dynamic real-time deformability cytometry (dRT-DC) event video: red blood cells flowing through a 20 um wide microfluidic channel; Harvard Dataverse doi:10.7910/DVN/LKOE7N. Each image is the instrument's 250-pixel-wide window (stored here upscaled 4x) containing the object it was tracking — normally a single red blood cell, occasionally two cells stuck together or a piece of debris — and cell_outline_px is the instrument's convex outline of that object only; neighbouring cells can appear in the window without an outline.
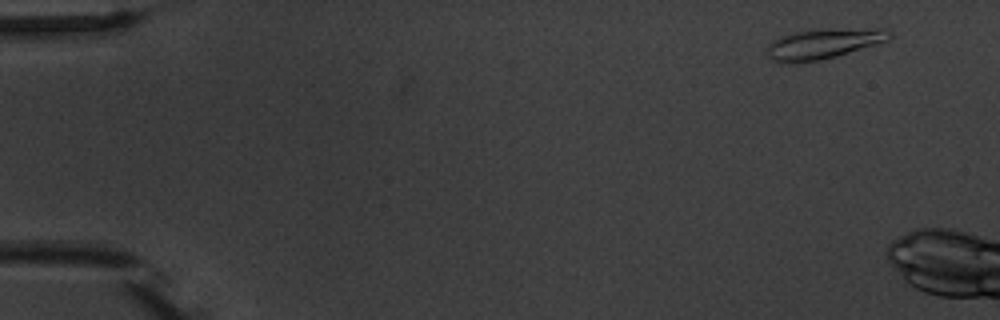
{"species": "common noctule bat (a hibernating species)", "species_latin": "Nyctalus noctula", "temperature_condition": "warm", "stored_images_in_passage": 4, "camera_frame_rate_fps": 3000, "um_per_image_px": 0.085, "animal": {"sex": "male", "body_mass_g": 20.1, "forearm_length_mm": 53.5}, "frame": {"image": 1, "passage_image": 2, "time_ms": 1.0, "image_size_px": [1000, 320], "cell_outline_px": [[892, 36], [888, 40], [836, 56], [820, 60], [772, 60], [764, 52], [768, 44], [772, 40], [780, 36], [796, 32], [832, 28], [880, 28], [892, 32]], "centroid_in_image_um": [70.03, 3.67], "position_along_channel_um": 15.0, "area_um2": 21.04}}